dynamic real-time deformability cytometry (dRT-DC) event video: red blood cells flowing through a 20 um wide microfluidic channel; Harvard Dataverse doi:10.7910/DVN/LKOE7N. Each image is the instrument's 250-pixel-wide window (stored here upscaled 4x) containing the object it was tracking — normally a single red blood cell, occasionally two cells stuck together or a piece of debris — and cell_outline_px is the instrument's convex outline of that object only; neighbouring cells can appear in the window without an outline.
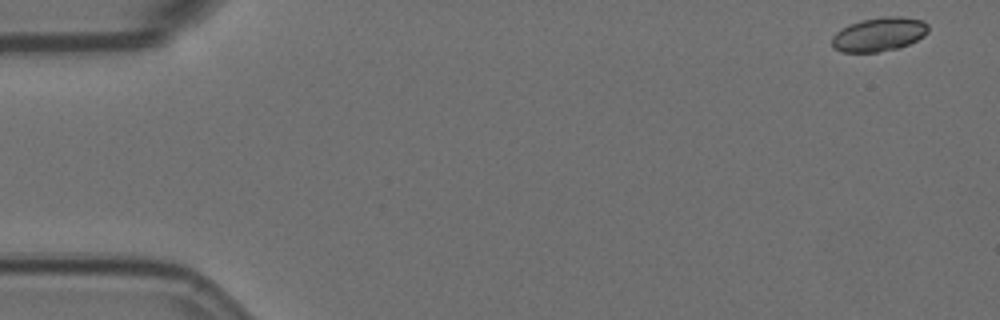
{"species": "Egyptian fruit bat (a non-hibernating species)", "species_latin": "Rousettus aegyptiacus", "temperature_condition": "room temperature", "stored_images_in_passage": 4, "camera_frame_rate_fps": 3000, "um_per_image_px": 0.085, "animal": {"sex": "female"}, "frame": {"image": 1, "passage_image": 1, "time_ms": 0.0, "image_size_px": [1000, 320], "cell_outline_px": [[928, 32], [924, 36], [900, 48], [880, 52], [840, 52], [832, 48], [832, 36], [836, 32], [848, 24], [860, 20], [888, 16], [900, 16], [924, 20], [928, 24]], "centroid_in_image_um": [74.71, 2.92], "position_along_channel_um": 10.3, "area_um2": 19.31}}